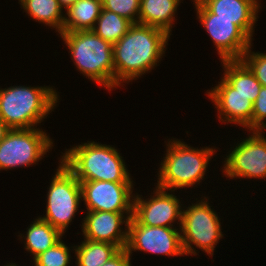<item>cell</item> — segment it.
I'll return each instance as SVG.
<instances>
[{
    "instance_id": "obj_1",
    "label": "cell",
    "mask_w": 266,
    "mask_h": 266,
    "mask_svg": "<svg viewBox=\"0 0 266 266\" xmlns=\"http://www.w3.org/2000/svg\"><path fill=\"white\" fill-rule=\"evenodd\" d=\"M170 36L156 27L133 24L128 32L113 44L115 90L152 72L165 56Z\"/></svg>"
},
{
    "instance_id": "obj_2",
    "label": "cell",
    "mask_w": 266,
    "mask_h": 266,
    "mask_svg": "<svg viewBox=\"0 0 266 266\" xmlns=\"http://www.w3.org/2000/svg\"><path fill=\"white\" fill-rule=\"evenodd\" d=\"M165 146L166 153L159 165L156 186L172 191L199 186L205 179L207 168L210 167L217 148H194L174 137L167 139Z\"/></svg>"
},
{
    "instance_id": "obj_3",
    "label": "cell",
    "mask_w": 266,
    "mask_h": 266,
    "mask_svg": "<svg viewBox=\"0 0 266 266\" xmlns=\"http://www.w3.org/2000/svg\"><path fill=\"white\" fill-rule=\"evenodd\" d=\"M61 153L58 159L79 181L134 182L115 146L87 141Z\"/></svg>"
},
{
    "instance_id": "obj_4",
    "label": "cell",
    "mask_w": 266,
    "mask_h": 266,
    "mask_svg": "<svg viewBox=\"0 0 266 266\" xmlns=\"http://www.w3.org/2000/svg\"><path fill=\"white\" fill-rule=\"evenodd\" d=\"M58 93L50 85L0 88V117L11 129L37 128L57 108Z\"/></svg>"
},
{
    "instance_id": "obj_5",
    "label": "cell",
    "mask_w": 266,
    "mask_h": 266,
    "mask_svg": "<svg viewBox=\"0 0 266 266\" xmlns=\"http://www.w3.org/2000/svg\"><path fill=\"white\" fill-rule=\"evenodd\" d=\"M60 38L80 74L108 91L115 89L113 45L93 30L62 32Z\"/></svg>"
},
{
    "instance_id": "obj_6",
    "label": "cell",
    "mask_w": 266,
    "mask_h": 266,
    "mask_svg": "<svg viewBox=\"0 0 266 266\" xmlns=\"http://www.w3.org/2000/svg\"><path fill=\"white\" fill-rule=\"evenodd\" d=\"M201 196L200 200L196 198V203L183 206L181 244L185 256L199 255V248L209 257H213L218 242L224 237L221 218L212 209L209 198Z\"/></svg>"
},
{
    "instance_id": "obj_7",
    "label": "cell",
    "mask_w": 266,
    "mask_h": 266,
    "mask_svg": "<svg viewBox=\"0 0 266 266\" xmlns=\"http://www.w3.org/2000/svg\"><path fill=\"white\" fill-rule=\"evenodd\" d=\"M46 195V214L39 216L64 236L79 211L81 186L74 174L59 160ZM77 212V213H76Z\"/></svg>"
},
{
    "instance_id": "obj_8",
    "label": "cell",
    "mask_w": 266,
    "mask_h": 266,
    "mask_svg": "<svg viewBox=\"0 0 266 266\" xmlns=\"http://www.w3.org/2000/svg\"><path fill=\"white\" fill-rule=\"evenodd\" d=\"M11 129L0 142V171L38 165L54 147V141L41 128Z\"/></svg>"
},
{
    "instance_id": "obj_9",
    "label": "cell",
    "mask_w": 266,
    "mask_h": 266,
    "mask_svg": "<svg viewBox=\"0 0 266 266\" xmlns=\"http://www.w3.org/2000/svg\"><path fill=\"white\" fill-rule=\"evenodd\" d=\"M246 138L230 147L221 168L229 179H266V135L264 131H248ZM250 135V136H249Z\"/></svg>"
},
{
    "instance_id": "obj_10",
    "label": "cell",
    "mask_w": 266,
    "mask_h": 266,
    "mask_svg": "<svg viewBox=\"0 0 266 266\" xmlns=\"http://www.w3.org/2000/svg\"><path fill=\"white\" fill-rule=\"evenodd\" d=\"M192 2L196 19L213 41L220 61L240 60L252 44V40L232 20L214 18V14L200 0Z\"/></svg>"
},
{
    "instance_id": "obj_11",
    "label": "cell",
    "mask_w": 266,
    "mask_h": 266,
    "mask_svg": "<svg viewBox=\"0 0 266 266\" xmlns=\"http://www.w3.org/2000/svg\"><path fill=\"white\" fill-rule=\"evenodd\" d=\"M126 250L131 257L133 251L163 257H183L185 254L181 244V228L146 226L132 216L128 223Z\"/></svg>"
},
{
    "instance_id": "obj_12",
    "label": "cell",
    "mask_w": 266,
    "mask_h": 266,
    "mask_svg": "<svg viewBox=\"0 0 266 266\" xmlns=\"http://www.w3.org/2000/svg\"><path fill=\"white\" fill-rule=\"evenodd\" d=\"M176 191L161 189L155 185L150 198H143L135 192L133 198V217L142 225L158 227H177L182 224V200ZM178 220V221H177ZM175 223V224H174ZM174 224V225H173Z\"/></svg>"
},
{
    "instance_id": "obj_13",
    "label": "cell",
    "mask_w": 266,
    "mask_h": 266,
    "mask_svg": "<svg viewBox=\"0 0 266 266\" xmlns=\"http://www.w3.org/2000/svg\"><path fill=\"white\" fill-rule=\"evenodd\" d=\"M79 182L86 211L133 213V182Z\"/></svg>"
},
{
    "instance_id": "obj_14",
    "label": "cell",
    "mask_w": 266,
    "mask_h": 266,
    "mask_svg": "<svg viewBox=\"0 0 266 266\" xmlns=\"http://www.w3.org/2000/svg\"><path fill=\"white\" fill-rule=\"evenodd\" d=\"M85 214L81 221L84 239L110 243L120 249L126 248L128 223L133 213L87 211Z\"/></svg>"
},
{
    "instance_id": "obj_15",
    "label": "cell",
    "mask_w": 266,
    "mask_h": 266,
    "mask_svg": "<svg viewBox=\"0 0 266 266\" xmlns=\"http://www.w3.org/2000/svg\"><path fill=\"white\" fill-rule=\"evenodd\" d=\"M208 98L217 109V117L225 125L230 123L252 131L253 103L248 97L236 93L222 77L216 86L206 92Z\"/></svg>"
},
{
    "instance_id": "obj_16",
    "label": "cell",
    "mask_w": 266,
    "mask_h": 266,
    "mask_svg": "<svg viewBox=\"0 0 266 266\" xmlns=\"http://www.w3.org/2000/svg\"><path fill=\"white\" fill-rule=\"evenodd\" d=\"M214 18L232 20L252 41L261 11V0H200Z\"/></svg>"
},
{
    "instance_id": "obj_17",
    "label": "cell",
    "mask_w": 266,
    "mask_h": 266,
    "mask_svg": "<svg viewBox=\"0 0 266 266\" xmlns=\"http://www.w3.org/2000/svg\"><path fill=\"white\" fill-rule=\"evenodd\" d=\"M183 0H140L138 24L164 30L172 35L177 9Z\"/></svg>"
},
{
    "instance_id": "obj_18",
    "label": "cell",
    "mask_w": 266,
    "mask_h": 266,
    "mask_svg": "<svg viewBox=\"0 0 266 266\" xmlns=\"http://www.w3.org/2000/svg\"><path fill=\"white\" fill-rule=\"evenodd\" d=\"M24 233H19L20 235L17 237L24 243V249L31 254L33 260L53 247L64 236L58 229L39 216L30 223Z\"/></svg>"
},
{
    "instance_id": "obj_19",
    "label": "cell",
    "mask_w": 266,
    "mask_h": 266,
    "mask_svg": "<svg viewBox=\"0 0 266 266\" xmlns=\"http://www.w3.org/2000/svg\"><path fill=\"white\" fill-rule=\"evenodd\" d=\"M222 78L236 90V93L248 97L254 103L262 85L251 70L241 60L221 61Z\"/></svg>"
},
{
    "instance_id": "obj_20",
    "label": "cell",
    "mask_w": 266,
    "mask_h": 266,
    "mask_svg": "<svg viewBox=\"0 0 266 266\" xmlns=\"http://www.w3.org/2000/svg\"><path fill=\"white\" fill-rule=\"evenodd\" d=\"M101 10L102 0H77L65 10L62 32L93 30Z\"/></svg>"
},
{
    "instance_id": "obj_21",
    "label": "cell",
    "mask_w": 266,
    "mask_h": 266,
    "mask_svg": "<svg viewBox=\"0 0 266 266\" xmlns=\"http://www.w3.org/2000/svg\"><path fill=\"white\" fill-rule=\"evenodd\" d=\"M21 5V9L32 20L43 23L50 29H55L57 34L62 33V27L64 24L65 13H63V7L59 0H18Z\"/></svg>"
},
{
    "instance_id": "obj_22",
    "label": "cell",
    "mask_w": 266,
    "mask_h": 266,
    "mask_svg": "<svg viewBox=\"0 0 266 266\" xmlns=\"http://www.w3.org/2000/svg\"><path fill=\"white\" fill-rule=\"evenodd\" d=\"M74 246L76 266H102L120 250L117 245L87 239Z\"/></svg>"
},
{
    "instance_id": "obj_23",
    "label": "cell",
    "mask_w": 266,
    "mask_h": 266,
    "mask_svg": "<svg viewBox=\"0 0 266 266\" xmlns=\"http://www.w3.org/2000/svg\"><path fill=\"white\" fill-rule=\"evenodd\" d=\"M132 25L130 20L102 8L93 31L113 45L128 32Z\"/></svg>"
},
{
    "instance_id": "obj_24",
    "label": "cell",
    "mask_w": 266,
    "mask_h": 266,
    "mask_svg": "<svg viewBox=\"0 0 266 266\" xmlns=\"http://www.w3.org/2000/svg\"><path fill=\"white\" fill-rule=\"evenodd\" d=\"M71 251L75 252V246L69 247L61 239L31 262L34 266H70Z\"/></svg>"
},
{
    "instance_id": "obj_25",
    "label": "cell",
    "mask_w": 266,
    "mask_h": 266,
    "mask_svg": "<svg viewBox=\"0 0 266 266\" xmlns=\"http://www.w3.org/2000/svg\"><path fill=\"white\" fill-rule=\"evenodd\" d=\"M102 8L130 20L133 24L138 23L140 0H102Z\"/></svg>"
},
{
    "instance_id": "obj_26",
    "label": "cell",
    "mask_w": 266,
    "mask_h": 266,
    "mask_svg": "<svg viewBox=\"0 0 266 266\" xmlns=\"http://www.w3.org/2000/svg\"><path fill=\"white\" fill-rule=\"evenodd\" d=\"M253 43L240 59L254 74L262 86H266V53L252 52Z\"/></svg>"
},
{
    "instance_id": "obj_27",
    "label": "cell",
    "mask_w": 266,
    "mask_h": 266,
    "mask_svg": "<svg viewBox=\"0 0 266 266\" xmlns=\"http://www.w3.org/2000/svg\"><path fill=\"white\" fill-rule=\"evenodd\" d=\"M265 120V121H264ZM266 86H262L253 103L252 131H266Z\"/></svg>"
},
{
    "instance_id": "obj_28",
    "label": "cell",
    "mask_w": 266,
    "mask_h": 266,
    "mask_svg": "<svg viewBox=\"0 0 266 266\" xmlns=\"http://www.w3.org/2000/svg\"><path fill=\"white\" fill-rule=\"evenodd\" d=\"M131 260L126 248H122L102 266H132Z\"/></svg>"
},
{
    "instance_id": "obj_29",
    "label": "cell",
    "mask_w": 266,
    "mask_h": 266,
    "mask_svg": "<svg viewBox=\"0 0 266 266\" xmlns=\"http://www.w3.org/2000/svg\"><path fill=\"white\" fill-rule=\"evenodd\" d=\"M11 128L0 117V142L5 138Z\"/></svg>"
},
{
    "instance_id": "obj_30",
    "label": "cell",
    "mask_w": 266,
    "mask_h": 266,
    "mask_svg": "<svg viewBox=\"0 0 266 266\" xmlns=\"http://www.w3.org/2000/svg\"><path fill=\"white\" fill-rule=\"evenodd\" d=\"M61 6L66 10L69 6L74 4L77 0H59Z\"/></svg>"
},
{
    "instance_id": "obj_31",
    "label": "cell",
    "mask_w": 266,
    "mask_h": 266,
    "mask_svg": "<svg viewBox=\"0 0 266 266\" xmlns=\"http://www.w3.org/2000/svg\"><path fill=\"white\" fill-rule=\"evenodd\" d=\"M4 266H18V264L13 263V262H11V263L9 262V263L5 264Z\"/></svg>"
}]
</instances>
